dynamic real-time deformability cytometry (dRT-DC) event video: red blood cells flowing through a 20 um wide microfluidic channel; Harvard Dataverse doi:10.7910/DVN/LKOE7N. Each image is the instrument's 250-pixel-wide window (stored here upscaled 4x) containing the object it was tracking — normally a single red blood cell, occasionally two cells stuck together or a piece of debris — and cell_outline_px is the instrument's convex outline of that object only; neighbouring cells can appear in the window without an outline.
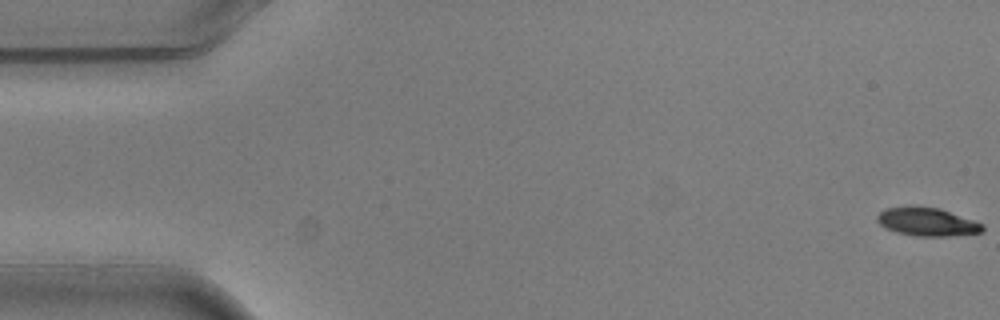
{"species": "common noctule bat (a hibernating species)", "species_latin": "Nyctalus noctula", "temperature_condition": "warm", "stored_images_in_passage": 5, "camera_frame_rate_fps": 3000, "um_per_image_px": 0.085, "animal": {"sex": "male", "body_mass_g": 20.5, "forearm_length_mm": 52.5}, "frame": {"image": 1, "passage_image": 1, "time_ms": 0.0, "image_size_px": [1000, 320], "cell_outline_px": [[984, 232], [948, 236], [916, 236], [896, 232], [884, 228], [876, 220], [876, 216], [884, 208], [908, 204], [916, 204], [940, 208], [984, 224]], "centroid_in_image_um": [78.75, 18.82], "position_along_channel_um": 6.2, "area_um2": 17.98}}
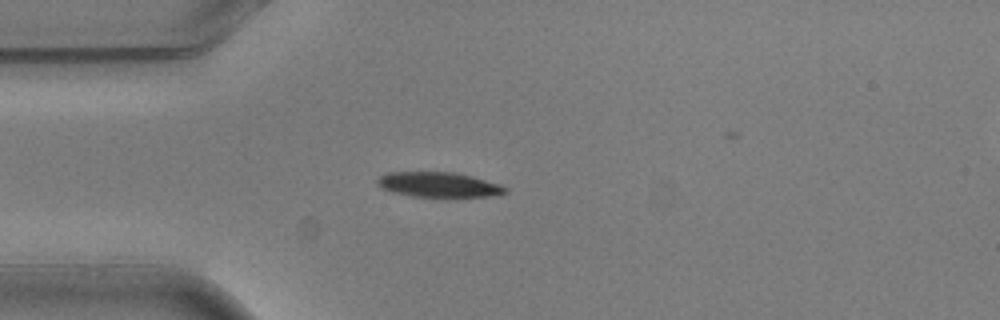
{"frame": {"image": 2, "passage_image": 5, "time_ms": 1.333, "image_size_px": [1000, 320], "cell_outline_px": [[508, 192], [500, 196], [412, 196], [392, 192], [376, 184], [376, 180], [380, 176], [388, 172], [456, 172], [472, 176], [500, 184], [508, 188]], "centroid_in_image_um": [37.33, 15.69], "position_along_channel_um": 47.7, "area_um2": 18.61}}